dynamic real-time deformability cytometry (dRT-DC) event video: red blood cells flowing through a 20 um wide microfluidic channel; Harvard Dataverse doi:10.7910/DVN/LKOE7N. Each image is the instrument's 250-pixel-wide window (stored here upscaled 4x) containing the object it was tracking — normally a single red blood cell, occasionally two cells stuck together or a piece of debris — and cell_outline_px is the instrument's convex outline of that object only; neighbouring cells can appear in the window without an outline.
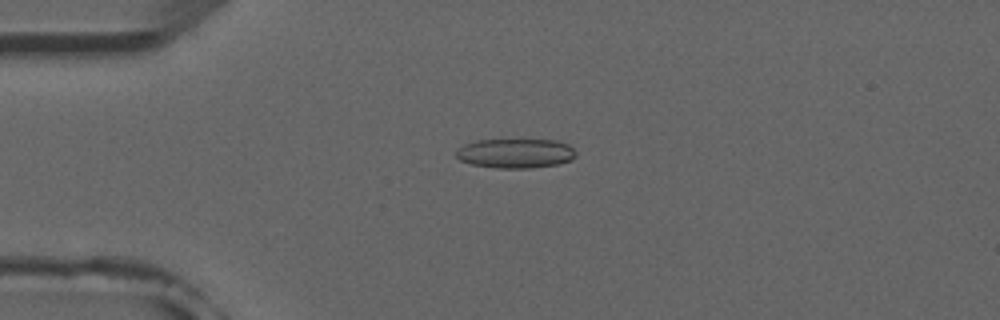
{"species": "common noctule bat (a hibernating species)", "species_latin": "Nyctalus noctula", "temperature_condition": "room temperature", "stored_images_in_passage": 5, "camera_frame_rate_fps": 3000, "um_per_image_px": 0.085, "animal": {"sex": "male", "forearm_length_mm": 52.5}, "frame": {"image": 1, "passage_image": 4, "time_ms": 3.667, "image_size_px": [1000, 320], "cell_outline_px": [[576, 156], [572, 160], [556, 164], [532, 168], [496, 168], [472, 164], [460, 160], [456, 156], [456, 152], [464, 144], [476, 140], [520, 136], [560, 140], [568, 144], [576, 152]], "centroid_in_image_um": [43.86, 12.96], "position_along_channel_um": 41.1, "area_um2": 21.79}}